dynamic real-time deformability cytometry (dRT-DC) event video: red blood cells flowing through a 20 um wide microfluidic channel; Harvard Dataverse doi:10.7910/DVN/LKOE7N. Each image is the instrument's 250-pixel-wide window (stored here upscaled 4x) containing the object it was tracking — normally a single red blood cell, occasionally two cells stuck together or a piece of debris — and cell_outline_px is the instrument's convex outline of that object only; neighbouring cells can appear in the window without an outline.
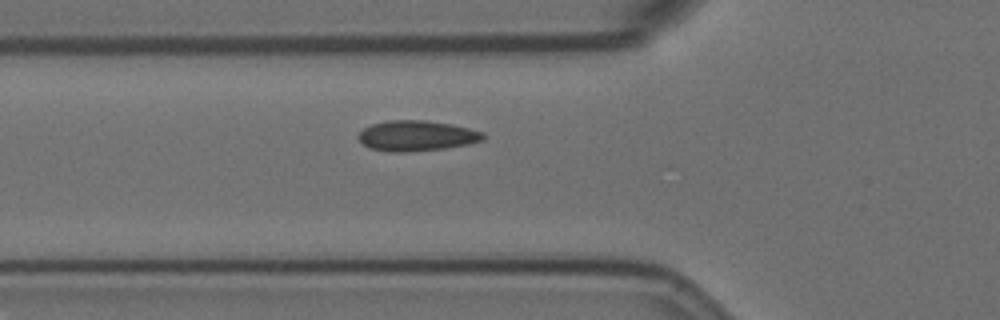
{"species": "Egyptian fruit bat (a non-hibernating species)", "species_latin": "Rousettus aegyptiacus", "temperature_condition": "room temperature", "stored_images_in_passage": 42, "camera_frame_rate_fps": 3000, "um_per_image_px": 0.085, "animal": {"sex": "female"}, "frame": {"image": 1, "passage_image": 10, "time_ms": 3.0, "image_size_px": [1000, 320], "cell_outline_px": [[484, 140], [468, 144], [444, 148], [408, 152], [388, 152], [368, 148], [356, 136], [364, 128], [372, 124], [388, 120], [424, 120], [452, 124], [484, 132]], "centroid_in_image_um": [35.4, 11.54], "position_along_channel_um": 90.4, "area_um2": 22.2}}
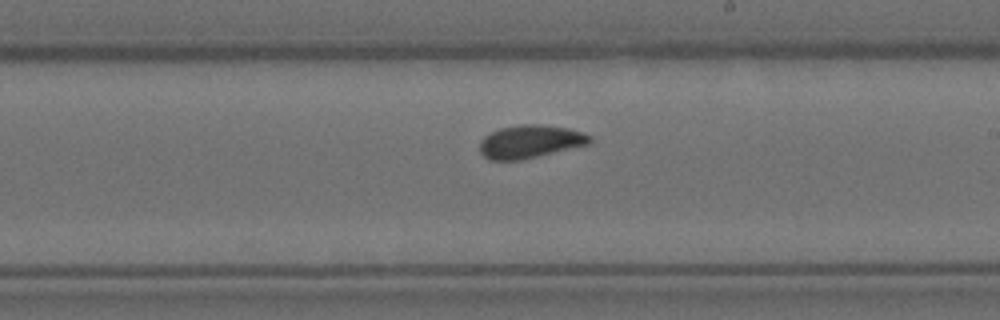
{"frame": {"image": 2, "passage_image": 23, "time_ms": 7.333, "image_size_px": [1000, 320], "cell_outline_px": [[592, 144], [520, 160], [488, 160], [480, 152], [480, 140], [484, 136], [500, 128], [520, 124], [540, 124], [568, 128], [592, 136]], "centroid_in_image_um": [45.08, 12.04], "position_along_channel_um": 243.9, "area_um2": 21.33}}
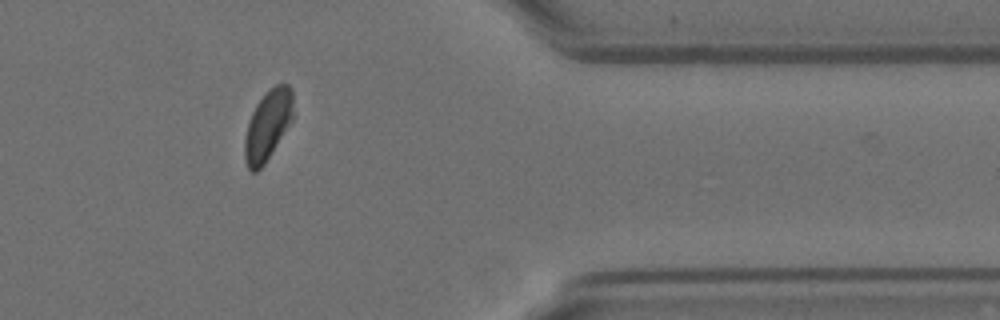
{"frame": {"image": 3, "passage_image": 37, "time_ms": 12.0, "image_size_px": [1000, 320], "cell_outline_px": [[292, 120], [264, 164], [256, 172], [252, 172], [248, 168], [244, 156], [244, 140], [248, 124], [252, 112], [256, 104], [276, 84], [288, 84], [292, 88]], "centroid_in_image_um": [22.75, 10.66], "position_along_channel_um": 388.7, "area_um2": 19.31}}